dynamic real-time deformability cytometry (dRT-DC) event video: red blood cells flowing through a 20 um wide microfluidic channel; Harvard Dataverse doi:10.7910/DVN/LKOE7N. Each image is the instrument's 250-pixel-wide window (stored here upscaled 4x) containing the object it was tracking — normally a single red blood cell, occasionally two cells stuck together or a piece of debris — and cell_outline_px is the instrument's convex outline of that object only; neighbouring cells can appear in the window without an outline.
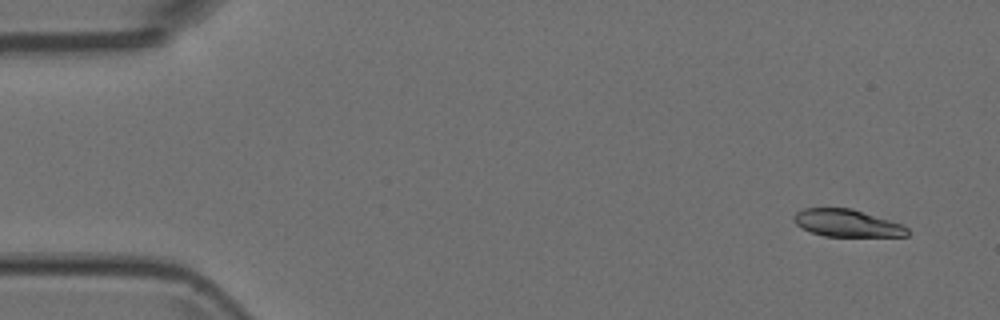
{"species": "Egyptian fruit bat (a non-hibernating species)", "species_latin": "Rousettus aegyptiacus", "temperature_condition": "room temperature", "stored_images_in_passage": 4, "camera_frame_rate_fps": 3000, "um_per_image_px": 0.085, "animal": {"sex": "female"}, "frame": {"image": 1, "passage_image": 1, "time_ms": 0.0, "image_size_px": [1000, 320], "cell_outline_px": [[908, 236], [824, 236], [800, 228], [796, 224], [792, 216], [796, 212], [804, 208], [852, 208], [904, 224], [908, 228]], "centroid_in_image_um": [72.0, 18.96], "position_along_channel_um": 13.0, "area_um2": 18.21}}